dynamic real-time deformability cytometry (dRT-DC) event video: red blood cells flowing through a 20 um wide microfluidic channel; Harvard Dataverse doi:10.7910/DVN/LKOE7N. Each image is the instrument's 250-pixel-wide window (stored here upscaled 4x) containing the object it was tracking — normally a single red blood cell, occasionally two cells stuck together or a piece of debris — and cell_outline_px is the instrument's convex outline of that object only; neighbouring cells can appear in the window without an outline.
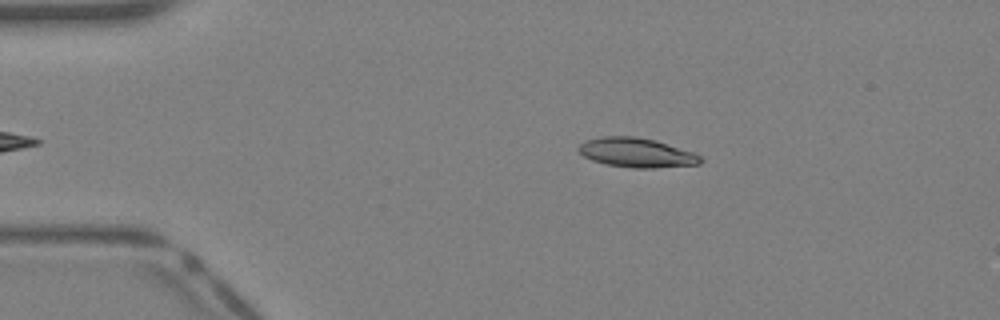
{"species": "Egyptian fruit bat (a non-hibernating species)", "species_latin": "Rousettus aegyptiacus", "temperature_condition": "warm", "stored_images_in_passage": 35, "camera_frame_rate_fps": 3000, "um_per_image_px": 0.085, "animal": {"sex": "female"}, "frame": {"image": 1, "passage_image": 3, "time_ms": 0.667, "image_size_px": [1000, 320], "cell_outline_px": [[704, 160], [700, 164], [656, 168], [632, 168], [604, 164], [592, 160], [584, 156], [576, 148], [580, 144], [588, 140], [604, 136], [636, 136], [656, 140], [692, 152], [700, 156]], "centroid_in_image_um": [54.11, 12.98], "position_along_channel_um": 30.9, "area_um2": 20.92}}
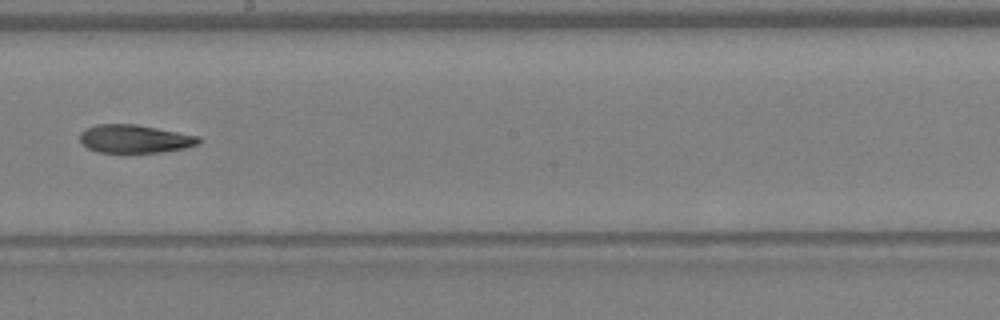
{"frame": {"image": 2, "passage_image": 18, "time_ms": 5.667, "image_size_px": [1000, 320], "cell_outline_px": [[200, 144], [184, 148], [160, 152], [96, 152], [80, 144], [80, 132], [84, 128], [96, 124], [136, 124], [200, 136]], "centroid_in_image_um": [11.42, 11.79], "position_along_channel_um": 236.8, "area_um2": 19.65}}
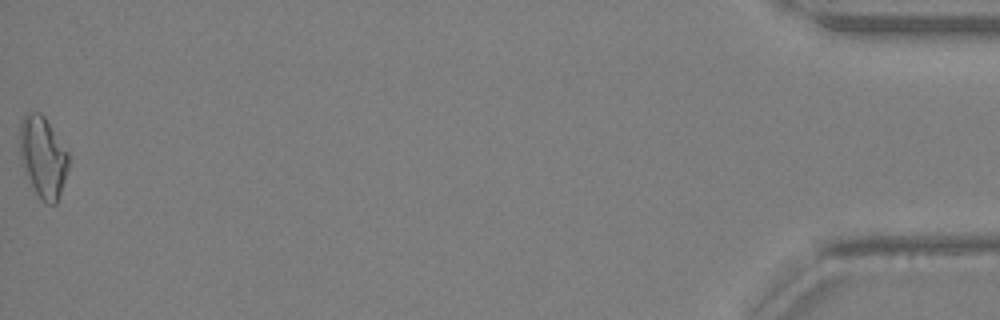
{"frame": {"image": 3, "passage_image": 35, "time_ms": 11.333, "image_size_px": [1000, 320], "cell_outline_px": [[68, 168], [56, 204], [48, 204], [36, 192], [20, 160], [20, 120], [28, 112], [40, 112], [44, 116], [68, 152]], "centroid_in_image_um": [3.64, 13.29], "position_along_channel_um": 431.6, "area_um2": 22.48}}